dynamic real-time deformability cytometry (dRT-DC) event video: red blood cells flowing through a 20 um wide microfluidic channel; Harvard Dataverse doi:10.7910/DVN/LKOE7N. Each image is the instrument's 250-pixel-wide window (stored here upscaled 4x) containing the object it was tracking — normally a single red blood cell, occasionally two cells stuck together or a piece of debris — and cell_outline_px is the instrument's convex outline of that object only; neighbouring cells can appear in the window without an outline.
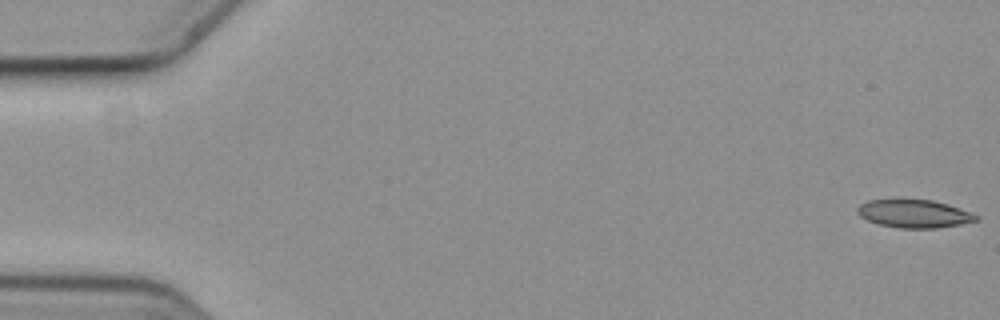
{"species": "common noctule bat (a hibernating species)", "species_latin": "Nyctalus noctula", "temperature_condition": "cold", "stored_images_in_passage": 11, "camera_frame_rate_fps": 3000, "um_per_image_px": 0.085, "animal": {"sex": "female", "body_mass_g": 19.3, "forearm_length_mm": 54.1}, "frame": {"image": 1, "passage_image": 1, "time_ms": 0.0, "image_size_px": [1000, 320], "cell_outline_px": [[980, 220], [960, 224], [936, 228], [900, 228], [880, 224], [868, 220], [860, 216], [856, 212], [856, 208], [860, 204], [868, 200], [932, 200], [948, 204], [972, 212], [980, 216]], "centroid_in_image_um": [77.74, 18.16], "position_along_channel_um": 7.3, "area_um2": 19.36}}
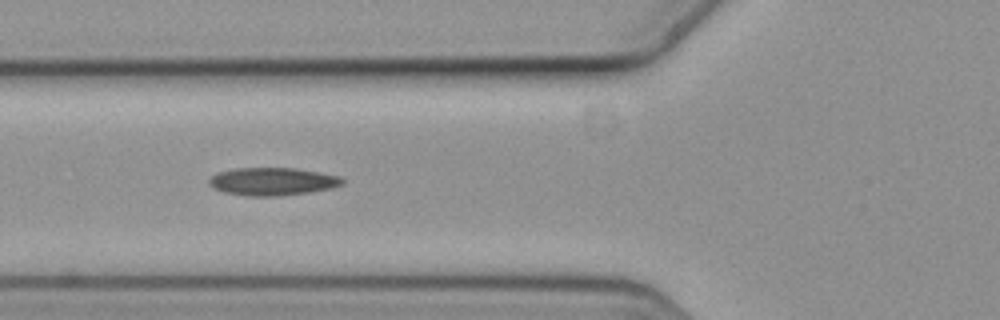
{"frame": {"image": 2, "passage_image": 6, "time_ms": 1.667, "image_size_px": [1000, 320], "cell_outline_px": [[344, 184], [328, 188], [308, 192], [276, 196], [248, 196], [224, 192], [212, 188], [208, 184], [208, 180], [216, 172], [236, 168], [296, 168], [336, 176], [344, 180]], "centroid_in_image_um": [23.07, 15.42], "position_along_channel_um": 102.7, "area_um2": 21.39}}
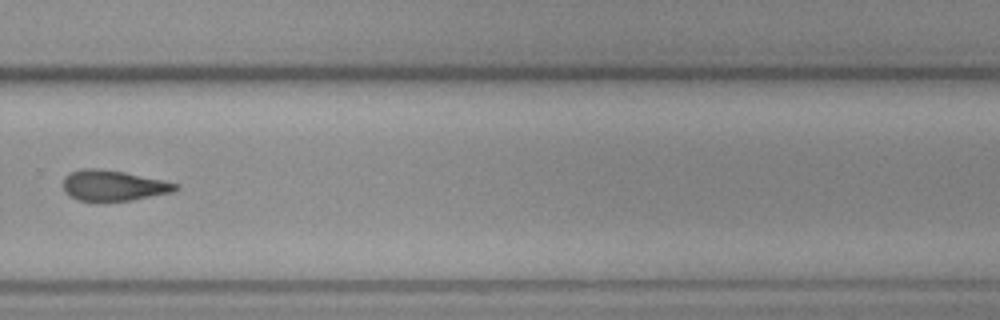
{"frame": {"image": 3, "passage_image": 11, "time_ms": 3.333, "image_size_px": [1000, 320], "cell_outline_px": [[180, 188], [172, 192], [128, 200], [76, 200], [68, 196], [64, 192], [64, 176], [68, 172], [80, 168], [100, 168], [124, 172], [160, 180], [176, 184]], "centroid_in_image_um": [9.54, 15.75], "position_along_channel_um": 320.3, "area_um2": 19.77}}